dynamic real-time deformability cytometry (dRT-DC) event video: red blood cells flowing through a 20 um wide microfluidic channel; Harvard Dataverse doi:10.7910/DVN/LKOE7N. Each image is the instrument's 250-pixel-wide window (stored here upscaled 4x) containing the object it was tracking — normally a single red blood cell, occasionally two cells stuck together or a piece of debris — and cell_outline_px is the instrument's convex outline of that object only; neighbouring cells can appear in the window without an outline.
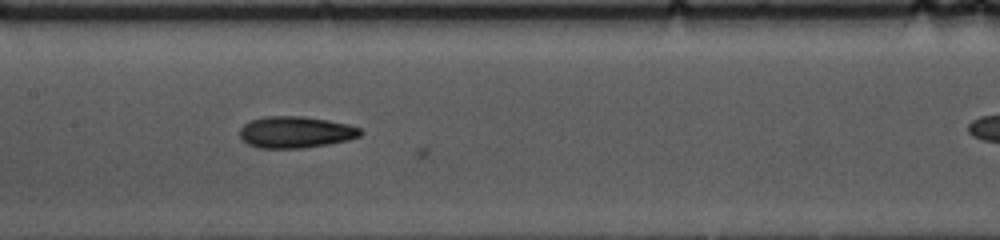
{"species": "common noctule bat (a hibernating species)", "species_latin": "Nyctalus noctula", "temperature_condition": "cold", "stored_images_in_passage": 26, "camera_frame_rate_fps": 3000, "um_per_image_px": 0.085, "animal": {"sex": "female", "body_mass_g": 10.0, "forearm_length_mm": 53.1}, "frame": {"image": 1, "passage_image": 9, "time_ms": 2.667, "image_size_px": [1000, 240], "cell_outline_px": [[364, 132], [360, 136], [348, 140], [328, 144], [300, 148], [256, 148], [248, 144], [240, 136], [240, 128], [244, 124], [252, 120], [264, 116], [304, 116], [328, 120], [348, 124], [360, 128]], "centroid_in_image_um": [25.14, 11.23], "position_along_channel_um": 182.3, "area_um2": 22.25}}